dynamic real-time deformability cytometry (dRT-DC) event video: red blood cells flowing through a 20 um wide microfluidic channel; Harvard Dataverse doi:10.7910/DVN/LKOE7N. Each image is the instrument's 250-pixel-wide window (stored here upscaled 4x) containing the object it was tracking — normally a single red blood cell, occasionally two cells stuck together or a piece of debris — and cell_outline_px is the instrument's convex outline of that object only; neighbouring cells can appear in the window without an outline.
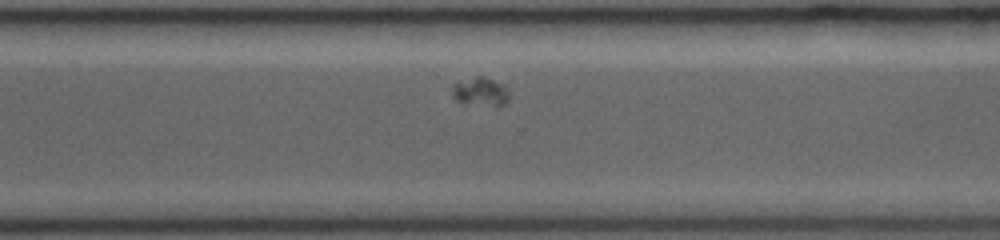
{"species": "common noctule bat (a hibernating species)", "species_latin": "Nyctalus noctula", "temperature_condition": "room temperature", "stored_images_in_passage": 27, "camera_frame_rate_fps": 3000, "um_per_image_px": 0.085, "animal": {"sex": "female", "body_mass_g": 19.0, "forearm_length_mm": 53.3}, "frame": {"image": 1, "passage_image": 18, "time_ms": 6.667, "image_size_px": [1000, 240], "cell_outline_px": [[512, 96], [504, 104], [496, 108], [464, 104], [456, 100], [452, 96], [452, 84], [456, 80], [476, 76], [484, 76], [508, 84]], "centroid_in_image_um": [40.9, 7.8], "position_along_channel_um": 329.7, "area_um2": 10.64}}